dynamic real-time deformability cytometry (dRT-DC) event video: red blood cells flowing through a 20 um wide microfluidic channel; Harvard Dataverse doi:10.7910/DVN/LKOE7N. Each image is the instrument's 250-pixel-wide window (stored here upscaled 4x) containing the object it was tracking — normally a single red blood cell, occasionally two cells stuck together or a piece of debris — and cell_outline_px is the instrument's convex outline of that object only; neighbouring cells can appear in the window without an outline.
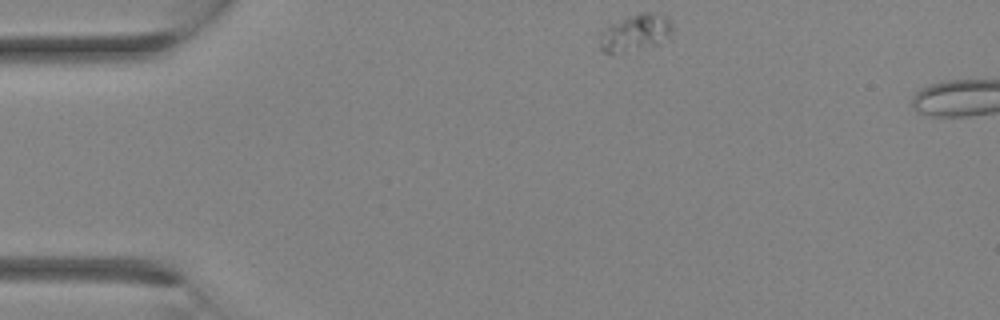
{"species": "Egyptian fruit bat (a non-hibernating species)", "species_latin": "Rousettus aegyptiacus", "temperature_condition": "room temperature", "stored_images_in_passage": 3, "camera_frame_rate_fps": 3000, "um_per_image_px": 0.085, "animal": {"sex": "female"}, "frame": {"image": 1, "passage_image": 1, "time_ms": 0.0, "image_size_px": [1000, 320], "cell_outline_px": [[672, 40], [656, 44], [612, 52], [604, 52], [600, 48], [600, 32], [604, 28], [628, 16], [640, 12], [644, 12], [664, 16], [672, 24]], "centroid_in_image_um": [54.05, 2.75], "position_along_channel_um": 30.9, "area_um2": 15.14}}